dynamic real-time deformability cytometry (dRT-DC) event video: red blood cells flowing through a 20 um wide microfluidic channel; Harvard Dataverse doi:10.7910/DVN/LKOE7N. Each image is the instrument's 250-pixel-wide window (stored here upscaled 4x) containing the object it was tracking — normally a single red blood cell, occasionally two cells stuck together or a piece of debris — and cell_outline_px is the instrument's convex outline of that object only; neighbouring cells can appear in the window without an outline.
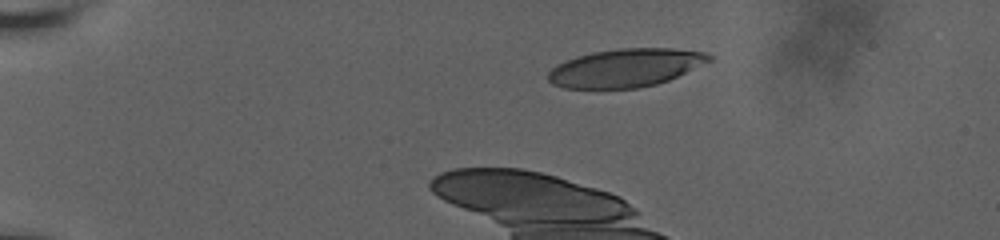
{"species": "human", "species_latin": "Homo sapiens", "temperature_condition": "room temperature", "stored_images_in_passage": 17, "camera_frame_rate_fps": 3000, "um_per_image_px": 0.085, "donor": {"sex": "male"}, "frame": {"image": 1, "passage_image": 6, "time_ms": 1.667, "image_size_px": [1000, 240], "cell_outline_px": [[712, 60], [668, 80], [656, 84], [636, 88], [564, 88], [552, 84], [548, 80], [548, 72], [556, 64], [564, 60], [576, 56], [592, 52], [620, 48], [672, 48], [704, 52], [712, 56]], "centroid_in_image_um": [53.13, 5.76], "position_along_channel_um": 31.9, "area_um2": 35.78}}